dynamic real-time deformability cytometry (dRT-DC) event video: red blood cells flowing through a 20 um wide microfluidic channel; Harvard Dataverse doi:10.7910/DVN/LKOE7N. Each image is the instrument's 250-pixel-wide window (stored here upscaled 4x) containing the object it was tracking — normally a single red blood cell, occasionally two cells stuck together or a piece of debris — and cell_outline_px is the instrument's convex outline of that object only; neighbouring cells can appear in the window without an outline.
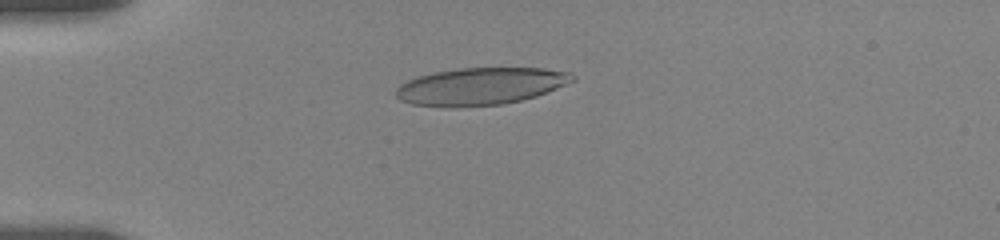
{"species": "human", "species_latin": "Homo sapiens", "temperature_condition": "room temperature", "stored_images_in_passage": 46, "camera_frame_rate_fps": 3000, "um_per_image_px": 0.085, "donor": {"sex": "female"}, "frame": {"image": 1, "passage_image": 14, "time_ms": 4.333, "image_size_px": [1000, 240], "cell_outline_px": [[576, 80], [536, 96], [504, 104], [452, 108], [412, 104], [400, 100], [396, 96], [396, 88], [400, 84], [416, 76], [432, 72], [460, 68], [544, 68], [572, 72], [576, 76]], "centroid_in_image_um": [40.84, 7.33], "position_along_channel_um": 44.2, "area_um2": 38.67}}
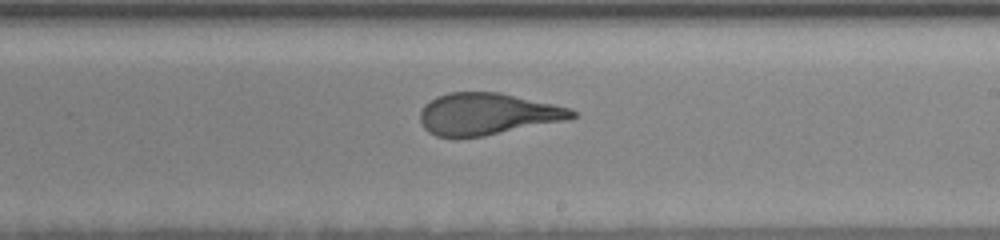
{"frame": {"image": 2, "passage_image": 33, "time_ms": 10.667, "image_size_px": [1000, 240], "cell_outline_px": [[576, 116], [568, 120], [484, 136], [456, 140], [436, 136], [428, 132], [424, 128], [420, 120], [420, 112], [424, 104], [436, 96], [448, 92], [500, 92], [572, 108], [576, 112]], "centroid_in_image_um": [41.39, 9.71], "position_along_channel_um": 247.6, "area_um2": 37.74}}
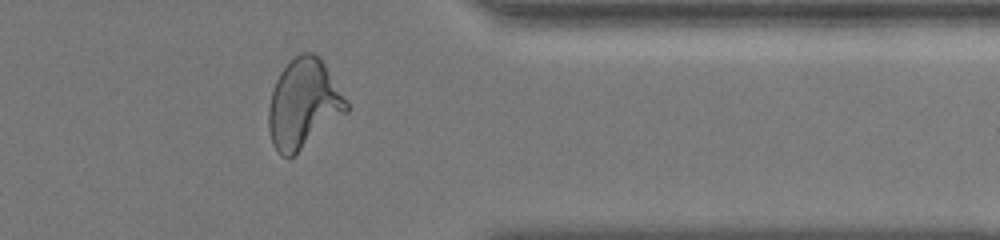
{"frame": {"image": 3, "passage_image": 45, "time_ms": 14.667, "image_size_px": [1000, 240], "cell_outline_px": [[348, 112], [288, 160], [280, 156], [272, 144], [268, 128], [268, 108], [272, 92], [276, 80], [280, 72], [300, 52], [312, 52], [320, 56], [348, 104]], "centroid_in_image_um": [25.77, 8.86], "position_along_channel_um": 385.6, "area_um2": 40.34}, "authors_computed_cell_mechanics": {"area_um2": 37.9746, "velocity_mm_per_s": 3.6488, "shape_relaxation_time_tau1_ms": 7.2094, "shape_relaxation_time_tau2_ms": 1.0953, "deformation_change_tau1": 0.2465, "deformation_change_tau2": 0.1035}}